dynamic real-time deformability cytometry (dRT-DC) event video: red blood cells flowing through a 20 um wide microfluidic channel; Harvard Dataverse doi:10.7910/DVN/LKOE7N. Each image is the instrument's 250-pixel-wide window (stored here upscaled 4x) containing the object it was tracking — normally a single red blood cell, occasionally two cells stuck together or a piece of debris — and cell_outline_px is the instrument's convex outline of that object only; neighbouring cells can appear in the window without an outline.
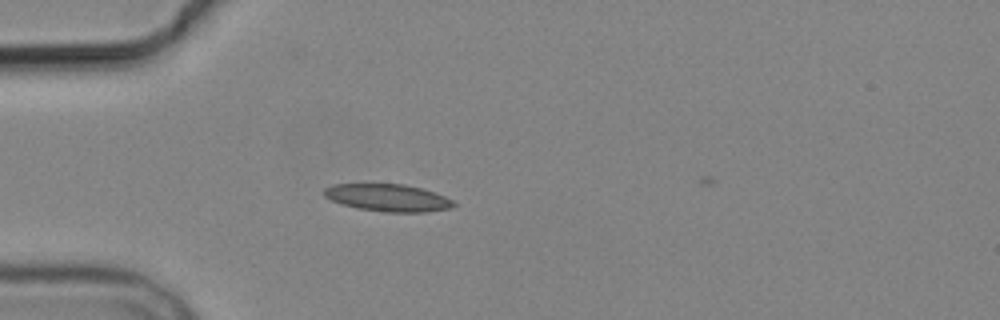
{"species": "common noctule bat (a hibernating species)", "species_latin": "Nyctalus noctula", "temperature_condition": "cold", "stored_images_in_passage": 4, "camera_frame_rate_fps": 3000, "um_per_image_px": 0.085, "animal": {"sex": "male", "body_mass_g": 19.2, "forearm_length_mm": 51.8}, "frame": {"image": 1, "passage_image": 4, "time_ms": 4.667, "image_size_px": [1000, 320], "cell_outline_px": [[456, 204], [448, 208], [428, 212], [388, 212], [360, 208], [344, 204], [332, 200], [324, 196], [324, 188], [332, 184], [404, 184], [420, 188], [444, 196], [452, 200]], "centroid_in_image_um": [32.96, 16.8], "position_along_channel_um": 52.0, "area_um2": 20.23}}